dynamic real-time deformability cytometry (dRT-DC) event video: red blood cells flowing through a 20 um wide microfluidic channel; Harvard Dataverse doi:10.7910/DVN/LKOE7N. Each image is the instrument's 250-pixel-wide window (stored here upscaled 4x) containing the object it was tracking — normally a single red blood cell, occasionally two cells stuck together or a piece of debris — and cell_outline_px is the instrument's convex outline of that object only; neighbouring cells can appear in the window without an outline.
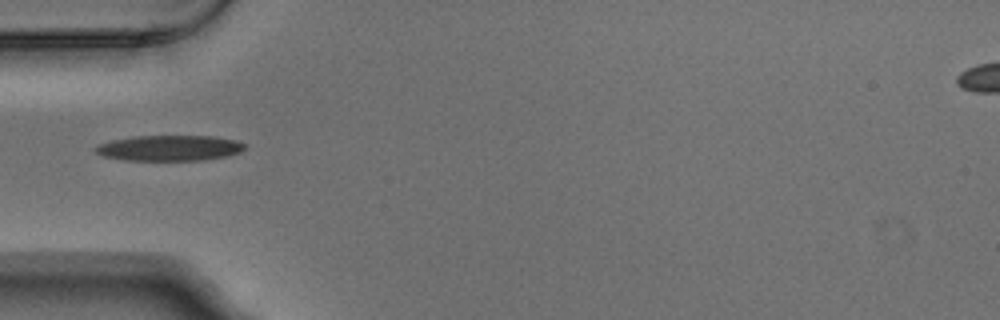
{"species": "Egyptian fruit bat (a non-hibernating species)", "species_latin": "Rousettus aegyptiacus", "temperature_condition": "warm", "stored_images_in_passage": 1, "camera_frame_rate_fps": 3000, "um_per_image_px": 0.085, "animal": {"sex": "male"}, "frame": {"image": 1, "passage_image": 1, "time_ms": 0.0, "image_size_px": [1000, 320], "cell_outline_px": [[244, 148], [240, 152], [228, 156], [204, 160], [124, 160], [100, 156], [92, 148], [100, 144], [112, 140], [132, 136], [216, 136], [236, 140], [244, 144]], "centroid_in_image_um": [14.38, 12.58], "position_along_channel_um": 70.6, "area_um2": 22.37}}